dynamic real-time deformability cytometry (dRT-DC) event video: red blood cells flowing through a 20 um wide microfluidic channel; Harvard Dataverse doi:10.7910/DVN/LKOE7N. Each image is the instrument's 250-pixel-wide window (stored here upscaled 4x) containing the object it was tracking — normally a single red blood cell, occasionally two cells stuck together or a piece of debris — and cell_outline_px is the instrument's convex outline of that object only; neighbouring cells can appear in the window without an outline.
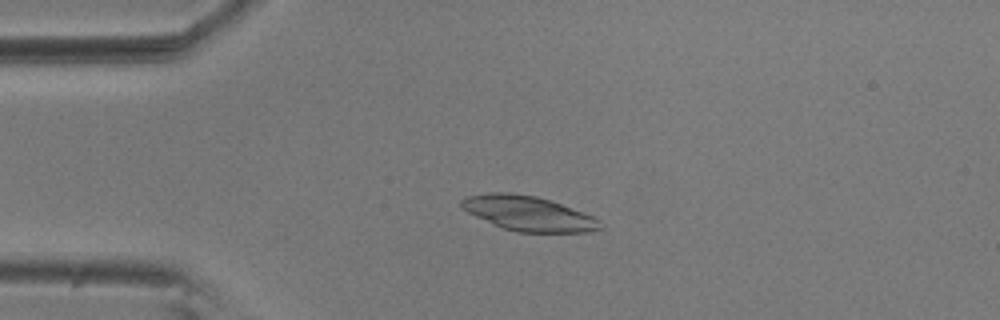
{"species": "common noctule bat (a hibernating species)", "species_latin": "Nyctalus noctula", "temperature_condition": "room temperature", "stored_images_in_passage": 44, "camera_frame_rate_fps": 3000, "um_per_image_px": 0.085, "animal": {"sex": "male", "body_mass_g": 20.5, "forearm_length_mm": 52.5}, "frame": {"image": 1, "passage_image": 1, "time_ms": 0.0, "image_size_px": [1000, 320], "cell_outline_px": [[604, 228], [592, 232], [516, 232], [504, 228], [476, 216], [468, 212], [460, 204], [460, 200], [464, 196], [488, 192], [512, 192], [536, 196], [584, 212], [600, 220]], "centroid_in_image_um": [44.93, 18.13], "position_along_channel_um": 40.1, "area_um2": 28.09}}
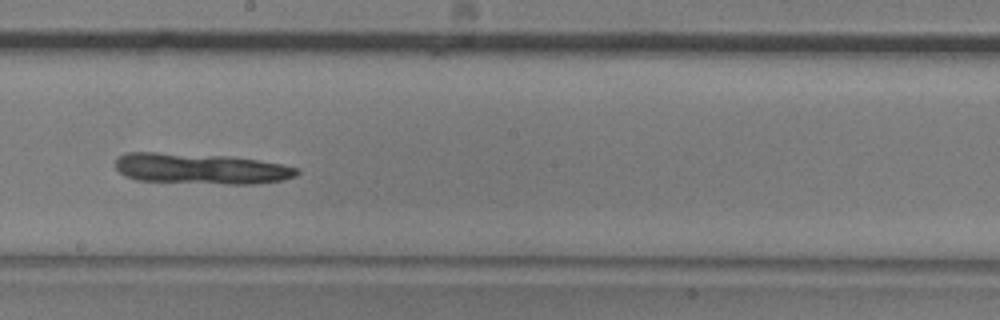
{"frame": {"image": 2, "passage_image": 19, "time_ms": 6.0, "image_size_px": [1000, 320], "cell_outline_px": [[300, 172], [296, 176], [284, 180], [256, 184], [228, 184], [136, 180], [124, 176], [116, 168], [116, 160], [124, 152], [156, 152], [232, 156], [280, 164], [300, 168]], "centroid_in_image_um": [17.09, 14.33], "position_along_channel_um": 231.1, "area_um2": 32.66}}
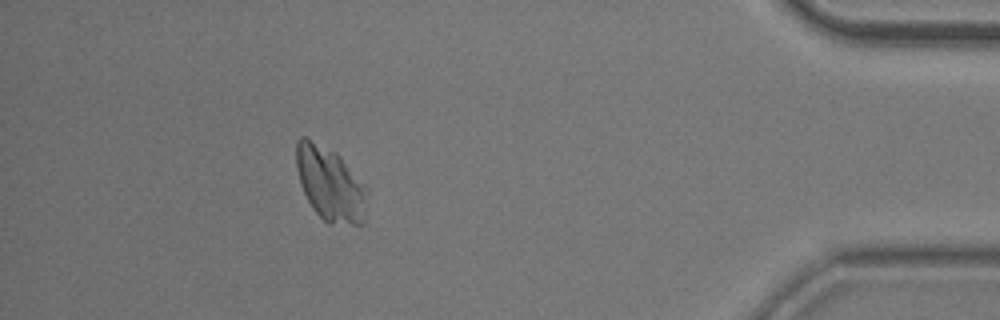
{"frame": {"image": 3, "passage_image": 38, "time_ms": 12.333, "image_size_px": [1000, 320], "cell_outline_px": [[368, 192], [364, 224], [328, 224], [312, 208], [300, 184], [296, 168], [296, 140], [300, 136], [304, 136], [336, 152], [340, 156], [368, 188]], "centroid_in_image_um": [28.07, 15.64], "position_along_channel_um": 407.1, "area_um2": 30.87}}